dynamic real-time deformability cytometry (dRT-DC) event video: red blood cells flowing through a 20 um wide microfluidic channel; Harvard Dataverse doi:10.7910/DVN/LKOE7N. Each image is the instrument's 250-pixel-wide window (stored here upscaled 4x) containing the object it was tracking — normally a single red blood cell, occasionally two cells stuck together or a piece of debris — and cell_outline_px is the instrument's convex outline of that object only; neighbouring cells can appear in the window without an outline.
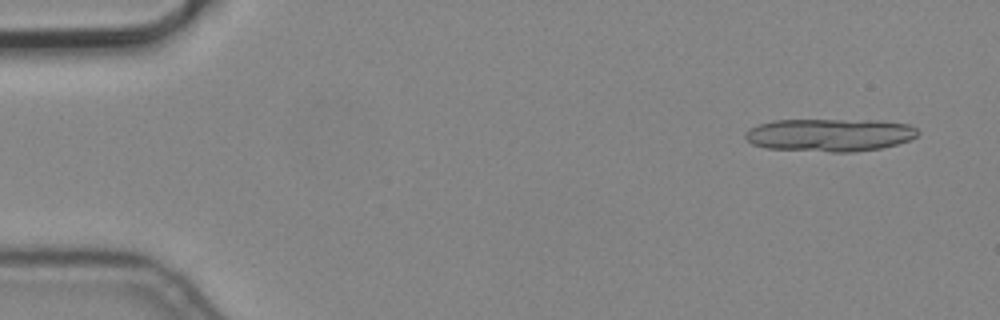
{"species": "common noctule bat (a hibernating species)", "species_latin": "Nyctalus noctula", "temperature_condition": "cold", "stored_images_in_passage": 6, "segment_of_instrument_passage": [1, 2], "camera_frame_rate_fps": 3000, "um_per_image_px": 0.085, "animal": {"sex": "male", "body_mass_g": 19.2, "forearm_length_mm": 51.8}, "frame": {"image": 1, "passage_image": 1, "time_ms": 0.0, "image_size_px": [1000, 320], "cell_outline_px": [[920, 132], [916, 136], [908, 140], [896, 144], [880, 148], [852, 152], [832, 152], [764, 148], [752, 144], [744, 136], [752, 128], [760, 124], [776, 120], [880, 120], [908, 124], [916, 128]], "centroid_in_image_um": [70.56, 11.47], "position_along_channel_um": 14.4, "area_um2": 32.89}}